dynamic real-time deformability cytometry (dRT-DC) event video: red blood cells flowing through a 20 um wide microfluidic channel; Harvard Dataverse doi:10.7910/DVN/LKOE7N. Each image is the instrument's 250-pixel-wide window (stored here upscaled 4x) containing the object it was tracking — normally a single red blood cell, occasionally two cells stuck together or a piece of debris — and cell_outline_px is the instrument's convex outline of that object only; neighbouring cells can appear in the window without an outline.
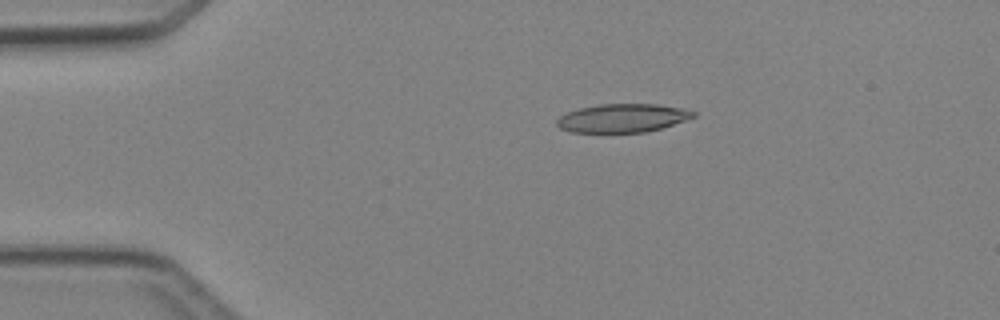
{"species": "Egyptian fruit bat (a non-hibernating species)", "species_latin": "Rousettus aegyptiacus", "temperature_condition": "cold", "stored_images_in_passage": 4, "camera_frame_rate_fps": 3000, "um_per_image_px": 0.085, "animal": {"sex": "female"}, "frame": {"image": 1, "passage_image": 3, "time_ms": 2.333, "image_size_px": [1000, 320], "cell_outline_px": [[696, 116], [660, 128], [644, 132], [572, 132], [560, 128], [556, 124], [556, 120], [560, 116], [568, 112], [580, 108], [600, 104], [656, 104], [684, 108], [696, 112]], "centroid_in_image_um": [52.91, 10.03], "position_along_channel_um": 32.1, "area_um2": 22.43}}